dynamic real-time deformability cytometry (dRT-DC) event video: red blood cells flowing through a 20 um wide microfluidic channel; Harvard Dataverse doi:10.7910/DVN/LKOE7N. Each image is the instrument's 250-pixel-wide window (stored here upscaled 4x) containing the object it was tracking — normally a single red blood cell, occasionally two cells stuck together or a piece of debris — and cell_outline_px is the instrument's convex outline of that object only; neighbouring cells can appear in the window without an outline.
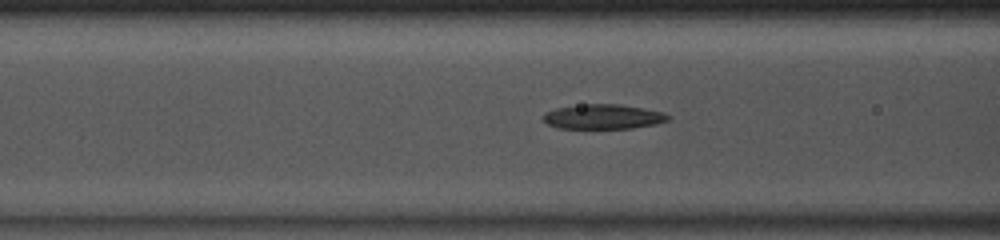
{"species": "common noctule bat (a hibernating species)", "species_latin": "Nyctalus noctula", "temperature_condition": "room temperature", "stored_images_in_passage": 47, "camera_frame_rate_fps": 3000, "um_per_image_px": 0.085, "animal": {"sex": "male", "body_mass_g": 13.0, "forearm_length_mm": 53.1}, "frame": {"image": 1, "passage_image": 18, "time_ms": 5.667, "image_size_px": [1000, 240], "cell_outline_px": [[672, 116], [668, 120], [656, 124], [632, 128], [560, 128], [548, 124], [544, 120], [544, 112], [556, 108], [580, 104], [616, 104], [644, 108], [664, 112]], "centroid_in_image_um": [51.3, 9.91], "position_along_channel_um": 115.3, "area_um2": 17.98}}
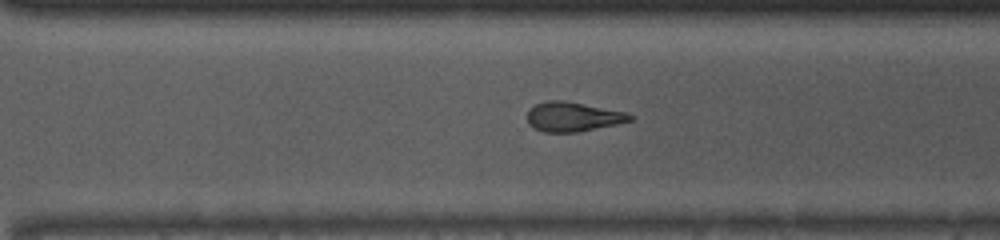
{"frame": {"image": 2, "passage_image": 33, "time_ms": 10.667, "image_size_px": [1000, 240], "cell_outline_px": [[636, 116], [632, 120], [616, 124], [576, 132], [544, 132], [528, 124], [528, 108], [536, 104], [548, 100], [564, 100], [624, 112]], "centroid_in_image_um": [48.68, 9.91], "position_along_channel_um": 321.9, "area_um2": 17.46}}
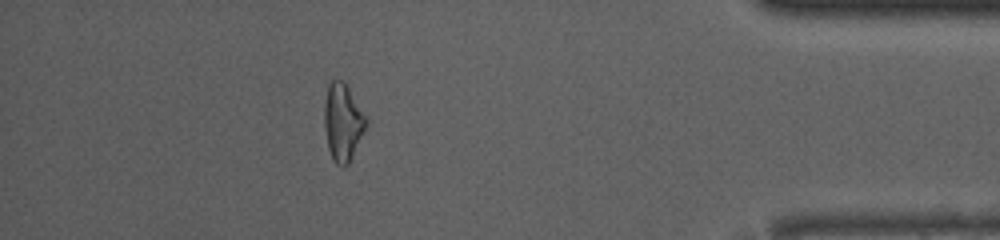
{"frame": {"image": 3, "passage_image": 42, "time_ms": 13.667, "image_size_px": [1000, 240], "cell_outline_px": [[368, 116], [364, 128], [352, 156], [348, 164], [344, 168], [336, 164], [332, 160], [328, 148], [324, 128], [324, 100], [328, 84], [332, 80], [344, 80]], "centroid_in_image_um": [29.12, 10.35], "position_along_channel_um": 406.1, "area_um2": 19.02}}